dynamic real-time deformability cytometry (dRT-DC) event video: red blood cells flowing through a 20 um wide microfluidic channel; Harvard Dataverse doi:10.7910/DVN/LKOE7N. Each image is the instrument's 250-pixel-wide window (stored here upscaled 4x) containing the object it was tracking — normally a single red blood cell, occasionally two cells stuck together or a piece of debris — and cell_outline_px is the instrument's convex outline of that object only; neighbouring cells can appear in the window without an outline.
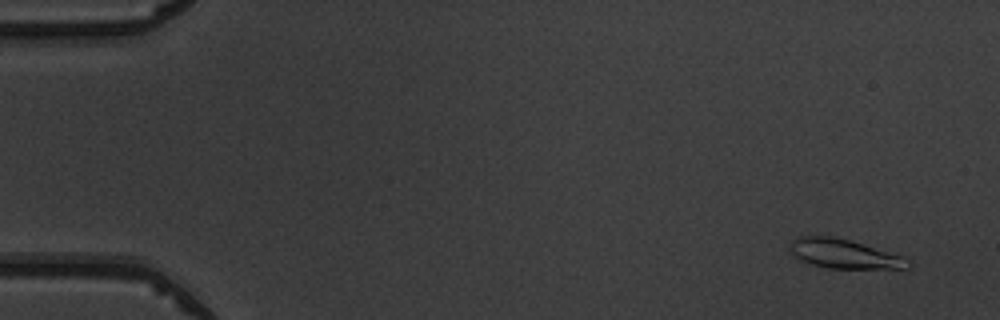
{"species": "common noctule bat (a hibernating species)", "species_latin": "Nyctalus noctula", "temperature_condition": "warm", "stored_images_in_passage": 52, "camera_frame_rate_fps": 3000, "um_per_image_px": 0.085, "animal": {"sex": "male", "body_mass_g": 19.5, "forearm_length_mm": 54.6}, "frame": {"image": 1, "passage_image": 4, "time_ms": 1.0, "image_size_px": [1000, 320], "cell_outline_px": [[912, 264], [908, 268], [828, 268], [812, 264], [788, 252], [788, 244], [792, 240], [800, 236], [832, 236], [848, 240], [904, 256]], "centroid_in_image_um": [71.72, 21.57], "position_along_channel_um": 13.3, "area_um2": 19.88}}
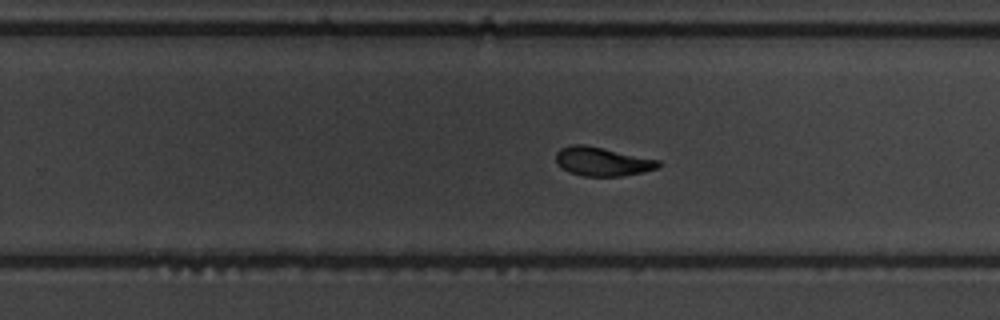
{"frame": {"image": 2, "passage_image": 34, "time_ms": 11.0, "image_size_px": [1000, 320], "cell_outline_px": [[660, 164], [656, 168], [640, 172], [620, 176], [580, 176], [568, 172], [560, 168], [556, 164], [556, 152], [560, 148], [572, 144], [584, 144], [660, 160]], "centroid_in_image_um": [51.11, 13.72], "position_along_channel_um": 278.7, "area_um2": 17.22}}
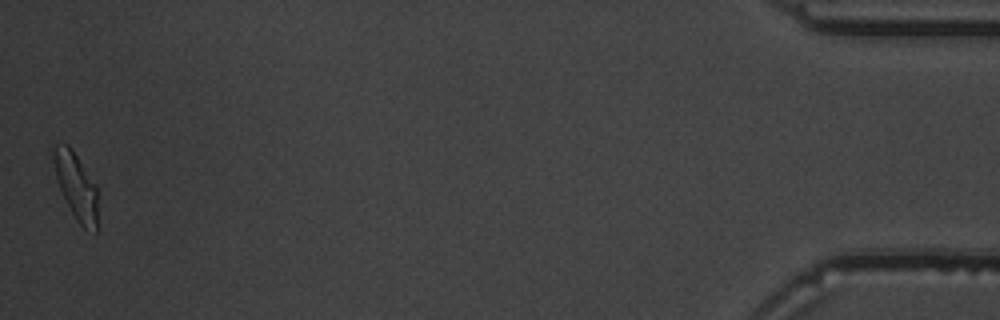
{"frame": {"image": 3, "passage_image": 52, "time_ms": 17.0, "image_size_px": [1000, 320], "cell_outline_px": [[96, 232], [84, 228], [76, 220], [60, 188], [56, 176], [52, 160], [52, 148], [56, 144], [68, 144], [96, 184]], "centroid_in_image_um": [6.44, 15.77], "position_along_channel_um": 428.8, "area_um2": 16.7}, "authors_computed_cell_mechanics": {"area_um2": 17.7735, "velocity_mm_per_s": 3.9759, "shape_relaxation_time_tau1_ms": 3.5479, "shape_relaxation_time_tau2_ms": 2.2788, "deformation_change_tau1": 0.1836, "deformation_change_tau2": 0.0789}}